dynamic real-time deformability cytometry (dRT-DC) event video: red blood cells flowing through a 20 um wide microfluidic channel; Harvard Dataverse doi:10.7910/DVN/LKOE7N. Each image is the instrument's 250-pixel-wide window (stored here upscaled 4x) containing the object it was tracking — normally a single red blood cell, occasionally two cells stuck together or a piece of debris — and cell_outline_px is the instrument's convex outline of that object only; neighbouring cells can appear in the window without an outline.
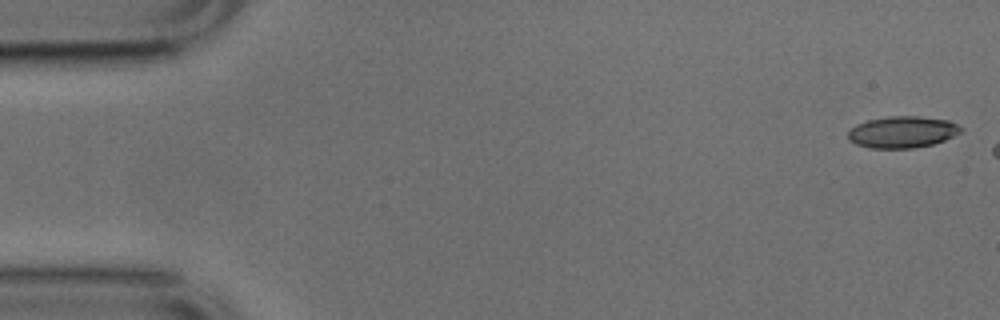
{"species": "common noctule bat (a hibernating species)", "species_latin": "Nyctalus noctula", "temperature_condition": "cold", "stored_images_in_passage": 8, "camera_frame_rate_fps": 3000, "um_per_image_px": 0.085, "animal": {"sex": "male", "body_mass_g": 17.9, "forearm_length_mm": 54.2}, "frame": {"image": 1, "passage_image": 1, "time_ms": 0.0, "image_size_px": [1000, 320], "cell_outline_px": [[964, 132], [944, 140], [932, 144], [916, 148], [868, 148], [856, 144], [848, 136], [848, 128], [856, 124], [868, 120], [888, 116], [916, 116], [948, 120], [964, 128]], "centroid_in_image_um": [76.72, 11.22], "position_along_channel_um": 8.3, "area_um2": 20.92}}